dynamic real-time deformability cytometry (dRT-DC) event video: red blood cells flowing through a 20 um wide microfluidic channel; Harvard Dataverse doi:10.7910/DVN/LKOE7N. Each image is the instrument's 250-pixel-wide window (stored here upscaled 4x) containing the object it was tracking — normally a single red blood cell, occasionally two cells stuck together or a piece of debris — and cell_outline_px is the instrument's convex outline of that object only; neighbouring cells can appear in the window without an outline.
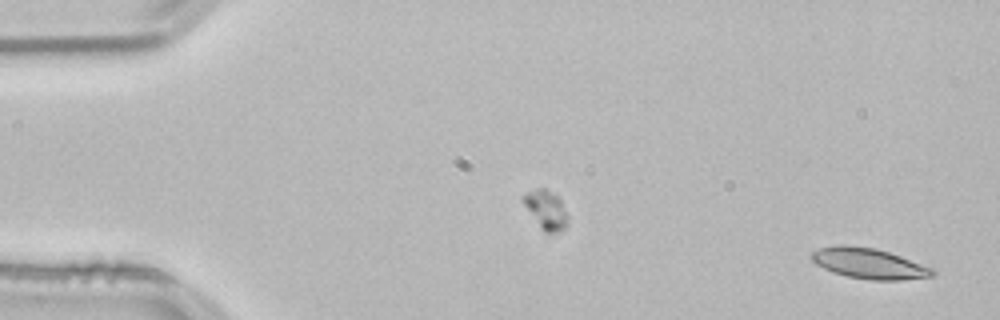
{"species": "common noctule bat (a hibernating species)", "species_latin": "Nyctalus noctula", "temperature_condition": "room temperature", "stored_images_in_passage": 46, "camera_frame_rate_fps": 3000, "um_per_image_px": 0.085, "animal": {"sex": "male", "body_mass_g": 21.5, "forearm_length_mm": 52.0}, "frame": {"image": 1, "passage_image": 2, "time_ms": 0.333, "image_size_px": [1000, 320], "cell_outline_px": [[936, 272], [932, 276], [900, 280], [872, 280], [848, 276], [832, 272], [816, 264], [808, 256], [812, 252], [820, 248], [836, 244], [844, 244], [876, 248], [900, 256], [932, 268]], "centroid_in_image_um": [73.81, 22.38], "position_along_channel_um": 11.2, "area_um2": 21.44}}
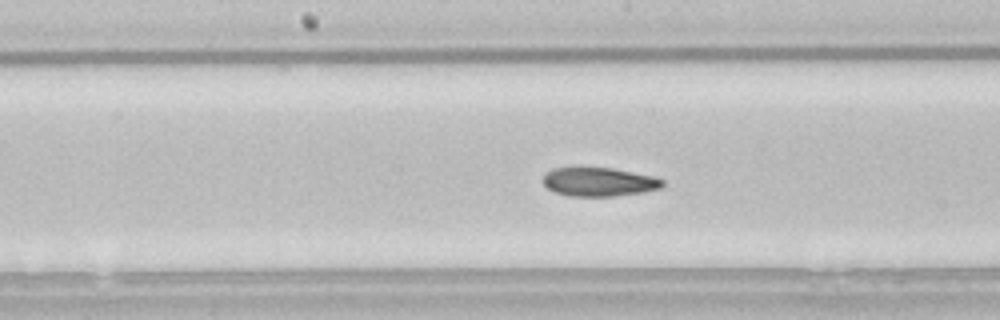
{"frame": {"image": 2, "passage_image": 27, "time_ms": 8.667, "image_size_px": [1000, 320], "cell_outline_px": [[664, 184], [660, 188], [644, 192], [612, 196], [568, 196], [556, 192], [548, 188], [544, 184], [544, 176], [552, 168], [612, 168], [656, 176], [664, 180]], "centroid_in_image_um": [50.96, 15.46], "position_along_channel_um": 197.2, "area_um2": 19.94}}
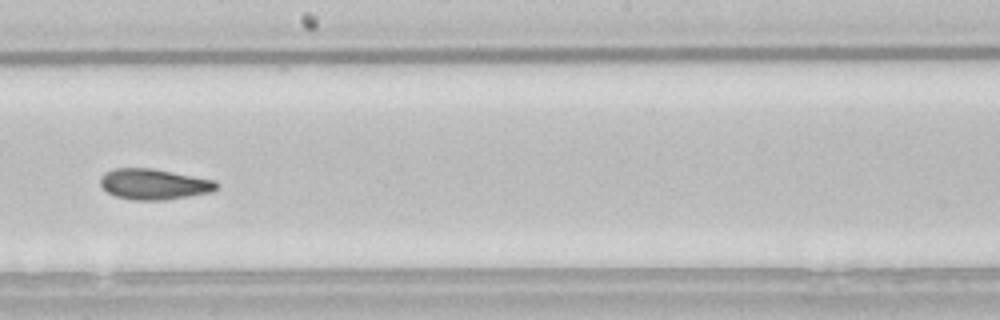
{"frame": {"image": 3, "passage_image": 30, "time_ms": 9.667, "image_size_px": [1000, 320], "cell_outline_px": [[220, 188], [212, 192], [164, 200], [132, 200], [116, 196], [108, 192], [100, 184], [100, 176], [104, 172], [116, 168], [152, 168], [216, 180], [220, 184]], "centroid_in_image_um": [13.12, 15.65], "position_along_channel_um": 235.1, "area_um2": 20.98}, "authors_computed_cell_mechanics": {"area_um2": 21.0392, "velocity_mm_per_s": 3.8011, "shape_relaxation_time_tau1_ms": 5.0317, "shape_relaxation_time_tau2_ms": 3.8833, "deformation_change_tau1": 0.1573, "deformation_change_tau2": 0.1194}}